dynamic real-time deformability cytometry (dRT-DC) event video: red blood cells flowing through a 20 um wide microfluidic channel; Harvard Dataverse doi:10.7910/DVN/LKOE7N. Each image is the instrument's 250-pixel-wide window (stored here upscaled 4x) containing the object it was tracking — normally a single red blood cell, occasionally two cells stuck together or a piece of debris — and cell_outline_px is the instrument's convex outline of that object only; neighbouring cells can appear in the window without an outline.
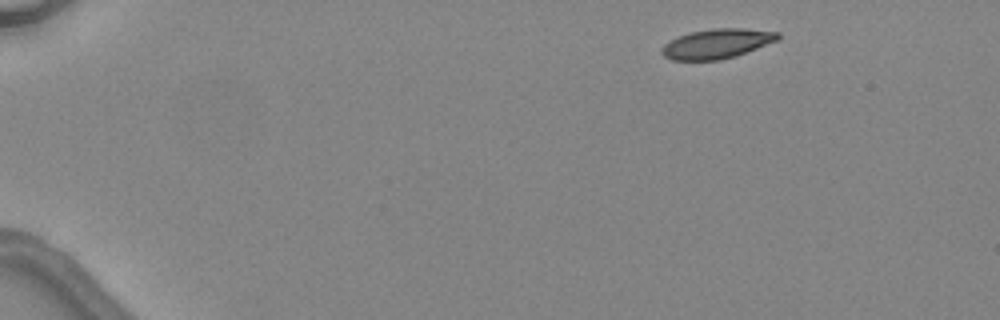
{"species": "common noctule bat (a hibernating species)", "species_latin": "Nyctalus noctula", "temperature_condition": "warm", "stored_images_in_passage": 4, "camera_frame_rate_fps": 3000, "um_per_image_px": 0.085, "animal": {"sex": "female", "body_mass_g": 24.6, "forearm_length_mm": 56.2}, "frame": {"image": 1, "passage_image": 1, "time_ms": 0.0, "image_size_px": [1000, 320], "cell_outline_px": [[780, 40], [736, 56], [720, 60], [672, 60], [664, 56], [660, 52], [664, 44], [680, 36], [692, 32], [712, 28], [744, 28], [780, 32]], "centroid_in_image_um": [60.99, 3.71], "position_along_channel_um": 24.0, "area_um2": 20.11}}
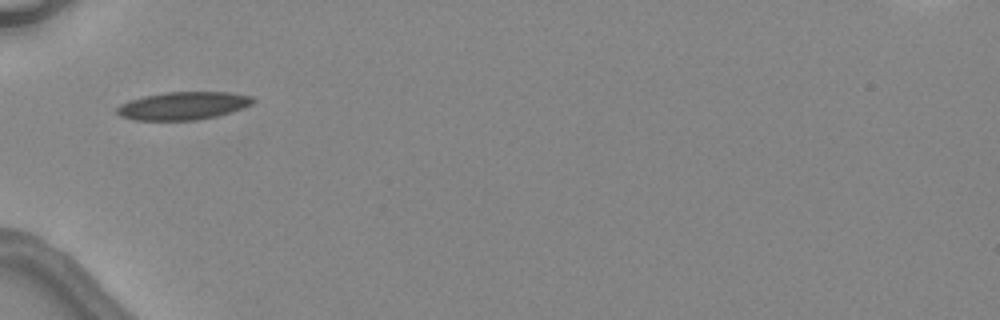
{"frame": {"image": 2, "passage_image": 4, "time_ms": 3.667, "image_size_px": [1000, 320], "cell_outline_px": [[256, 100], [252, 104], [216, 116], [196, 120], [132, 120], [120, 116], [116, 112], [116, 108], [120, 104], [128, 100], [144, 96], [164, 92], [228, 92], [252, 96]], "centroid_in_image_um": [15.51, 8.98], "position_along_channel_um": 69.5, "area_um2": 22.08}}